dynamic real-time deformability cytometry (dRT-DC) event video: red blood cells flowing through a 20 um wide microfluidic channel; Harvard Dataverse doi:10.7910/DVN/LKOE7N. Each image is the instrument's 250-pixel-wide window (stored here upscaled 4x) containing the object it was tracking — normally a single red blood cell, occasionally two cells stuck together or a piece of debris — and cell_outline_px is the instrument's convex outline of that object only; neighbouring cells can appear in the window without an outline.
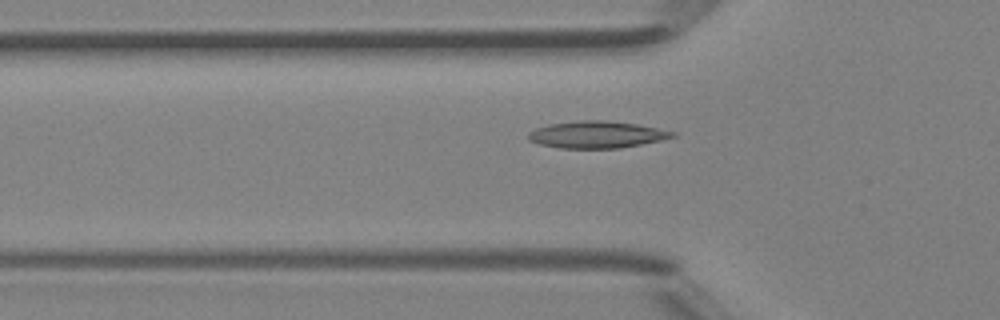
{"species": "Egyptian fruit bat (a non-hibernating species)", "species_latin": "Rousettus aegyptiacus", "temperature_condition": "room temperature", "stored_images_in_passage": 35, "segment_of_instrument_passage": [1, 2], "camera_frame_rate_fps": 3000, "um_per_image_px": 0.085, "animal": {"sex": "female"}, "frame": {"image": 1, "passage_image": 2, "time_ms": 0.333, "image_size_px": [1000, 320], "cell_outline_px": [[676, 136], [660, 140], [620, 148], [560, 148], [540, 144], [528, 140], [528, 132], [536, 128], [548, 124], [580, 120], [608, 120], [636, 124], [676, 132]], "centroid_in_image_um": [50.69, 11.43], "position_along_channel_um": 75.1, "area_um2": 22.54}}
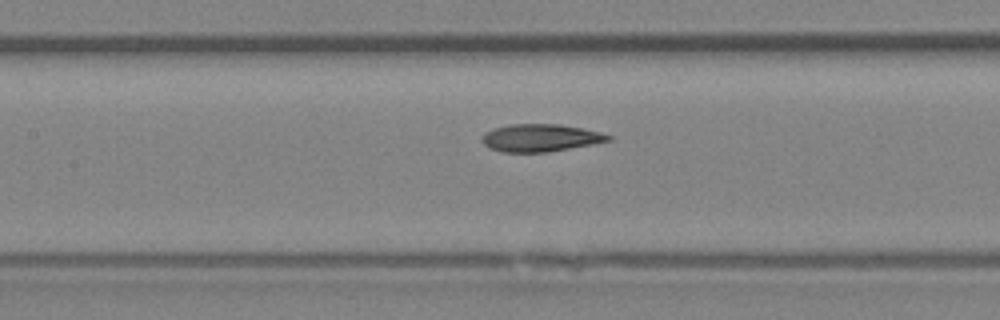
{"frame": {"image": 2, "passage_image": 8, "time_ms": 2.333, "image_size_px": [1000, 320], "cell_outline_px": [[612, 140], [592, 144], [548, 152], [500, 152], [488, 148], [484, 144], [484, 132], [492, 128], [508, 124], [560, 124], [584, 128], [600, 132], [612, 136]], "centroid_in_image_um": [45.93, 11.71], "position_along_channel_um": 161.5, "area_um2": 20.35}}
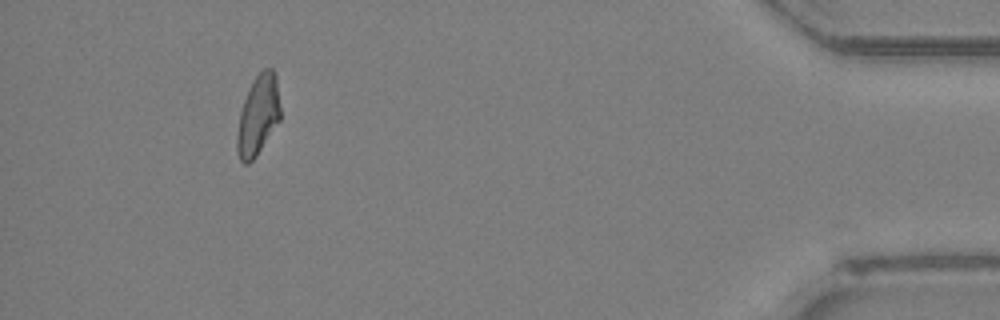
{"frame": {"image": 3, "passage_image": 30, "time_ms": 9.667, "image_size_px": [1000, 320], "cell_outline_px": [[280, 120], [256, 156], [248, 164], [244, 164], [240, 160], [236, 148], [236, 136], [240, 112], [248, 88], [252, 80], [264, 68], [272, 68], [276, 72], [280, 108]], "centroid_in_image_um": [21.93, 9.78], "position_along_channel_um": 413.3, "area_um2": 20.29}}